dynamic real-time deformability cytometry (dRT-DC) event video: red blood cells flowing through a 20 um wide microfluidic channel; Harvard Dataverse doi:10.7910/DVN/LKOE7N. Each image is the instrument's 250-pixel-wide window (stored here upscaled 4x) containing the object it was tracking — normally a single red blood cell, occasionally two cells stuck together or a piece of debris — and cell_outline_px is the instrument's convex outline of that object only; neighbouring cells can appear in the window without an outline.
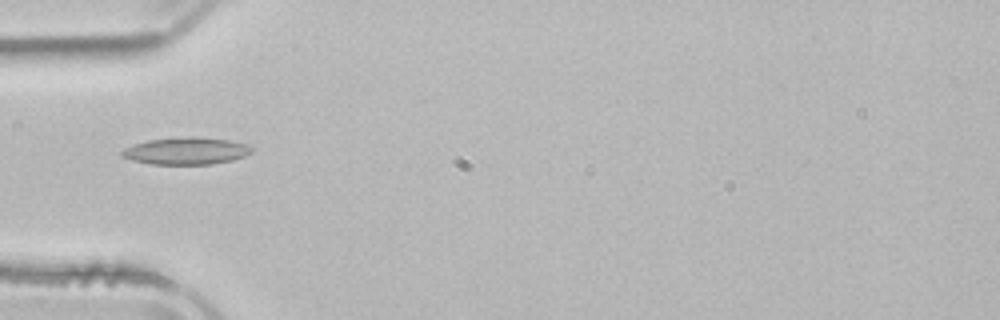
{"species": "common noctule bat (a hibernating species)", "species_latin": "Nyctalus noctula", "temperature_condition": "room temperature", "stored_images_in_passage": 2, "camera_frame_rate_fps": 3000, "um_per_image_px": 0.085, "animal": {"sex": "male", "body_mass_g": 21.5, "forearm_length_mm": 52.0}, "frame": {"image": 1, "passage_image": 2, "time_ms": 1.333, "image_size_px": [1000, 320], "cell_outline_px": [[252, 152], [244, 156], [232, 160], [212, 164], [152, 164], [132, 160], [120, 156], [120, 152], [124, 148], [148, 140], [188, 136], [192, 136], [228, 140], [248, 144], [252, 148]], "centroid_in_image_um": [15.82, 12.83], "position_along_channel_um": 69.2, "area_um2": 20.46}}